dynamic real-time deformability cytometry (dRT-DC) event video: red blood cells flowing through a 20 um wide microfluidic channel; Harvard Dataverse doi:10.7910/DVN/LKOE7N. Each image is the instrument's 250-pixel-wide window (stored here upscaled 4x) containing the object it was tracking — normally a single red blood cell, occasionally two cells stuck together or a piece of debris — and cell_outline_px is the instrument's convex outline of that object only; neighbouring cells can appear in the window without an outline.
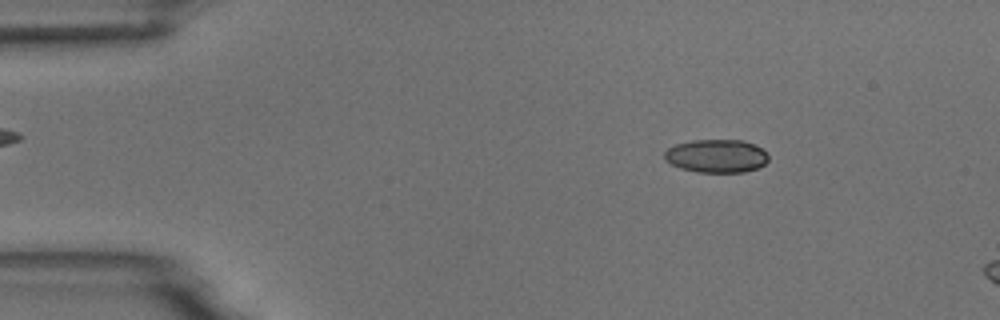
{"species": "common noctule bat (a hibernating species)", "species_latin": "Nyctalus noctula", "temperature_condition": "room temperature", "stored_images_in_passage": 4, "camera_frame_rate_fps": 3000, "um_per_image_px": 0.085, "animal": {"sex": "male", "body_mass_g": 18.8}, "frame": {"image": 1, "passage_image": 2, "time_ms": 1.333, "image_size_px": [1000, 320], "cell_outline_px": [[768, 160], [764, 164], [756, 168], [744, 172], [700, 172], [680, 168], [664, 160], [664, 152], [668, 148], [676, 144], [692, 140], [744, 140], [756, 144], [768, 152]], "centroid_in_image_um": [60.92, 13.25], "position_along_channel_um": 24.1, "area_um2": 20.29}}